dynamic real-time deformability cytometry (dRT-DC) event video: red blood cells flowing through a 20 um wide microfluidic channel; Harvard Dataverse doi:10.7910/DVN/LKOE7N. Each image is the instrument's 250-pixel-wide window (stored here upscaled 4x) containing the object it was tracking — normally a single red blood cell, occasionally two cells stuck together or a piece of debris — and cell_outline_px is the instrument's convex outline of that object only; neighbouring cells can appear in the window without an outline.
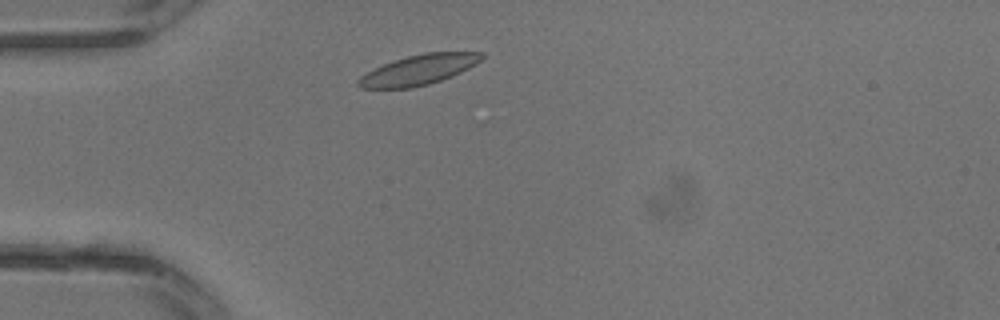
{"species": "common noctule bat (a hibernating species)", "species_latin": "Nyctalus noctula", "temperature_condition": "warm", "stored_images_in_passage": 12, "camera_frame_rate_fps": 3000, "um_per_image_px": 0.085, "animal": {"sex": "male", "body_mass_g": 13.3}, "frame": {"image": 1, "passage_image": 3, "time_ms": 0.667, "image_size_px": [1000, 320], "cell_outline_px": [[484, 56], [476, 64], [452, 76], [428, 84], [412, 88], [360, 88], [356, 84], [356, 80], [360, 76], [384, 64], [408, 56], [428, 52], [484, 52]], "centroid_in_image_um": [35.59, 5.94], "position_along_channel_um": 49.4, "area_um2": 21.33}}
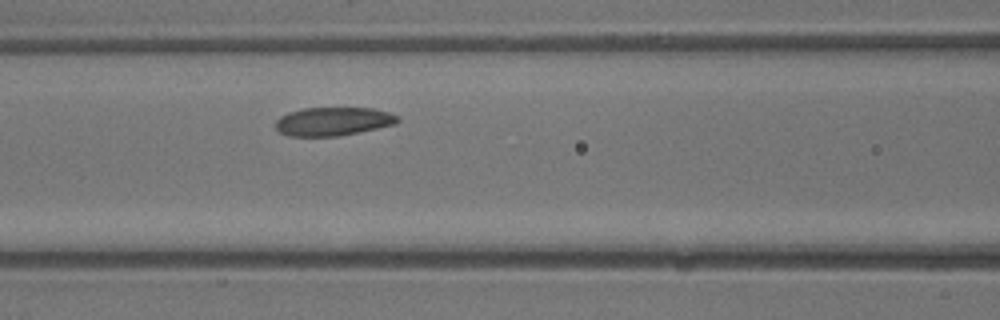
{"frame": {"image": 2, "passage_image": 8, "time_ms": 2.333, "image_size_px": [1000, 320], "cell_outline_px": [[400, 120], [396, 124], [340, 136], [288, 136], [280, 132], [276, 128], [276, 120], [280, 116], [288, 112], [304, 108], [372, 108], [388, 112], [396, 116]], "centroid_in_image_um": [28.3, 10.32], "position_along_channel_um": 138.3, "area_um2": 20.23}}
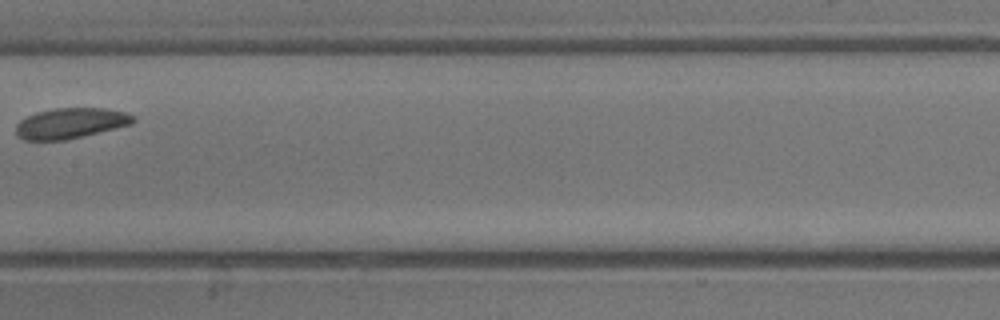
{"frame": {"image": 3, "passage_image": 11, "time_ms": 3.333, "image_size_px": [1000, 320], "cell_outline_px": [[136, 120], [132, 124], [84, 136], [64, 140], [24, 140], [16, 136], [16, 124], [20, 120], [36, 112], [56, 108], [104, 108], [124, 112], [136, 116]], "centroid_in_image_um": [6.0, 10.47], "position_along_channel_um": 201.4, "area_um2": 20.92}}